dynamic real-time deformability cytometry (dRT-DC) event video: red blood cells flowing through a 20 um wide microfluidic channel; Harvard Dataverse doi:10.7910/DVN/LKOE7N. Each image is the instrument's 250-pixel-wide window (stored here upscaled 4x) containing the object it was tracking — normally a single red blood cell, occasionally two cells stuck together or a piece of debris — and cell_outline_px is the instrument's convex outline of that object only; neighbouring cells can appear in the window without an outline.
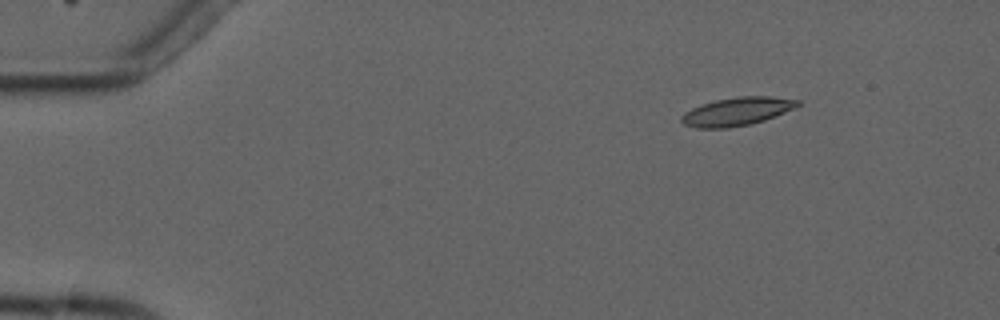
{"species": "common noctule bat (a hibernating species)", "species_latin": "Nyctalus noctula", "temperature_condition": "cold", "stored_images_in_passage": 10, "camera_frame_rate_fps": 3000, "um_per_image_px": 0.085, "animal": {"sex": "male", "forearm_length_mm": 52.5}, "frame": {"image": 1, "passage_image": 2, "time_ms": 1.0, "image_size_px": [1000, 320], "cell_outline_px": [[800, 104], [784, 112], [764, 120], [748, 124], [728, 128], [696, 128], [684, 124], [680, 120], [680, 116], [684, 112], [692, 108], [716, 100], [736, 96], [772, 96], [800, 100]], "centroid_in_image_um": [62.61, 9.47], "position_along_channel_um": 22.4, "area_um2": 18.96}}
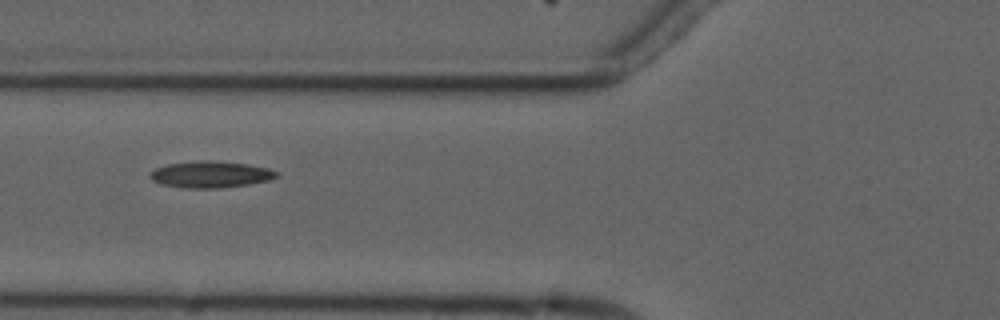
{"frame": {"image": 2, "passage_image": 6, "time_ms": 5.667, "image_size_px": [1000, 320], "cell_outline_px": [[280, 176], [268, 180], [248, 184], [220, 188], [184, 188], [160, 184], [152, 180], [148, 176], [156, 168], [168, 164], [204, 160], [212, 160], [248, 164], [268, 168], [276, 172]], "centroid_in_image_um": [17.89, 14.83], "position_along_channel_um": 107.9, "area_um2": 19.48}}
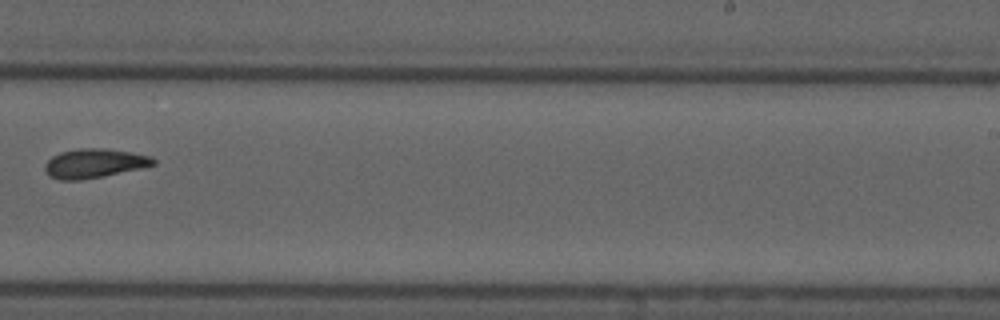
{"frame": {"image": 3, "passage_image": 10, "time_ms": 10.333, "image_size_px": [1000, 320], "cell_outline_px": [[156, 164], [140, 168], [104, 176], [80, 180], [60, 180], [48, 176], [44, 168], [44, 164], [52, 156], [60, 152], [80, 148], [104, 148], [132, 152], [148, 156], [156, 160]], "centroid_in_image_um": [7.97, 13.88], "position_along_channel_um": 281.0, "area_um2": 18.44}}